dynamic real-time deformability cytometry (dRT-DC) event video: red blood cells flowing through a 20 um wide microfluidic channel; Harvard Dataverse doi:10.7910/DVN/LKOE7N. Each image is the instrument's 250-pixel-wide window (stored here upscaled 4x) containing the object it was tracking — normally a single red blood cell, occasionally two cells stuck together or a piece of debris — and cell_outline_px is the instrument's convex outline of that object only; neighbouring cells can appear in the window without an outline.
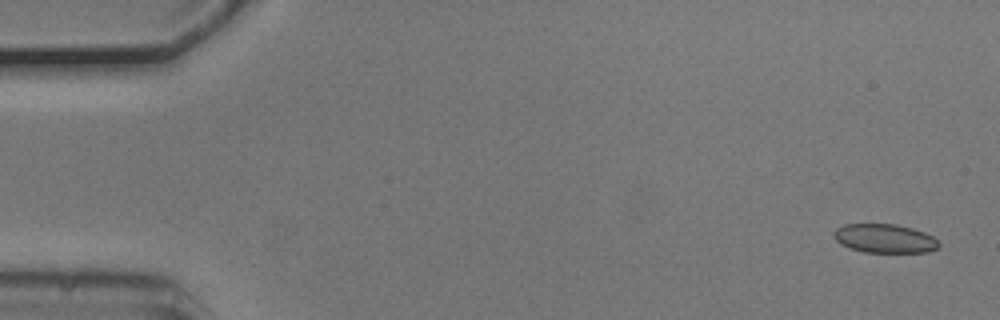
{"species": "common noctule bat (a hibernating species)", "species_latin": "Nyctalus noctula", "temperature_condition": "cold", "stored_images_in_passage": 54, "camera_frame_rate_fps": 3000, "um_per_image_px": 0.085, "animal": {"sex": "male", "body_mass_g": 20.5, "forearm_length_mm": 52.5}, "frame": {"image": 1, "passage_image": 2, "time_ms": 0.333, "image_size_px": [1000, 320], "cell_outline_px": [[940, 244], [936, 248], [928, 252], [864, 252], [848, 248], [840, 244], [832, 236], [832, 232], [836, 228], [844, 224], [896, 224], [912, 228], [924, 232], [940, 240]], "centroid_in_image_um": [75.17, 20.26], "position_along_channel_um": 9.8, "area_um2": 17.86}}
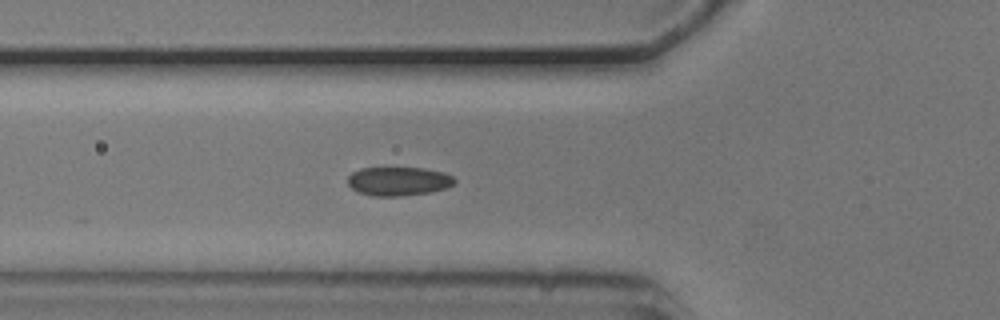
{"frame": {"image": 2, "passage_image": 19, "time_ms": 6.0, "image_size_px": [1000, 320], "cell_outline_px": [[456, 180], [448, 188], [432, 192], [400, 196], [372, 196], [360, 192], [352, 188], [348, 184], [348, 176], [352, 172], [360, 168], [424, 168], [444, 172], [452, 176]], "centroid_in_image_um": [33.89, 15.4], "position_along_channel_um": 91.9, "area_um2": 17.98}}
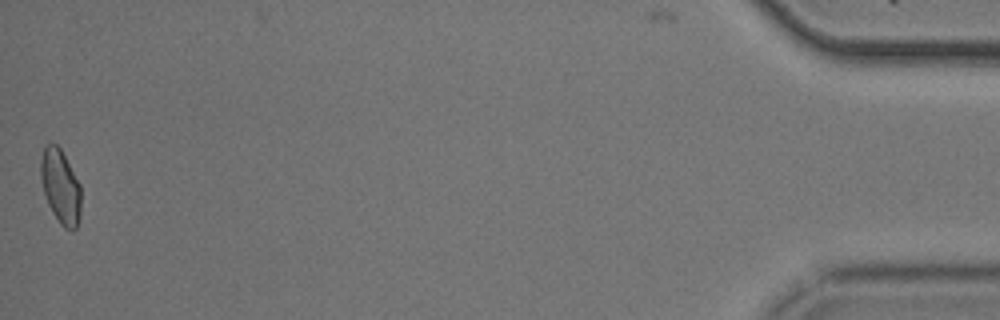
{"frame": {"image": 3, "passage_image": 54, "time_ms": 17.667, "image_size_px": [1000, 320], "cell_outline_px": [[80, 216], [76, 228], [72, 232], [64, 228], [60, 224], [52, 212], [48, 204], [44, 192], [40, 176], [40, 160], [44, 148], [48, 144], [56, 144], [60, 148], [80, 184]], "centroid_in_image_um": [5.14, 15.89], "position_along_channel_um": 430.1, "area_um2": 17.34}, "authors_computed_cell_mechanics": {"area_um2": 18.0625, "velocity_mm_per_s": 3.7205, "shape_relaxation_time_tau1_ms": null, "shape_relaxation_time_tau2_ms": 2.4908, "deformation_change_tau1": null, "deformation_change_tau2": 0.0475}}